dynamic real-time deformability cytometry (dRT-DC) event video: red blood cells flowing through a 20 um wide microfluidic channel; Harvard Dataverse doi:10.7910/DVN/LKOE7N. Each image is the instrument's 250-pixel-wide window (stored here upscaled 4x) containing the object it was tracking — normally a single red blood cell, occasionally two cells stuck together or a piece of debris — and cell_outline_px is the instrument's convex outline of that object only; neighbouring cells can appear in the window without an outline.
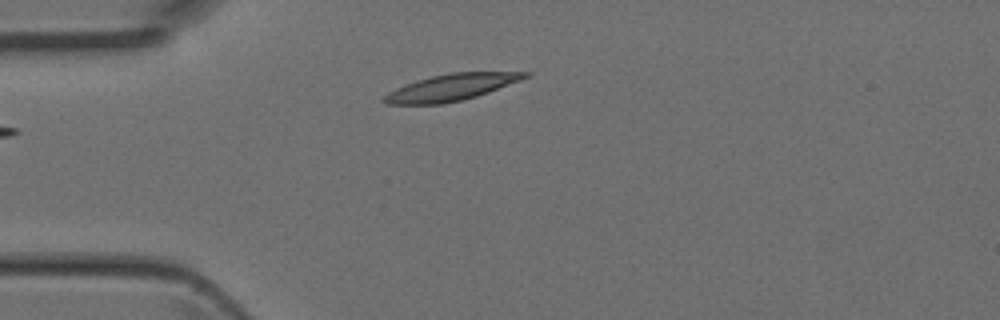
{"species": "Egyptian fruit bat (a non-hibernating species)", "species_latin": "Rousettus aegyptiacus", "temperature_condition": "room temperature", "stored_images_in_passage": 2, "camera_frame_rate_fps": 3000, "um_per_image_px": 0.085, "animal": {"sex": "female"}, "frame": {"image": 1, "passage_image": 2, "time_ms": 0.333, "image_size_px": [1000, 320], "cell_outline_px": [[532, 72], [528, 76], [520, 80], [488, 92], [476, 96], [444, 104], [384, 104], [380, 100], [380, 96], [396, 88], [416, 80], [432, 76], [452, 72]], "centroid_in_image_um": [38.27, 7.43], "position_along_channel_um": 46.7, "area_um2": 21.73}}